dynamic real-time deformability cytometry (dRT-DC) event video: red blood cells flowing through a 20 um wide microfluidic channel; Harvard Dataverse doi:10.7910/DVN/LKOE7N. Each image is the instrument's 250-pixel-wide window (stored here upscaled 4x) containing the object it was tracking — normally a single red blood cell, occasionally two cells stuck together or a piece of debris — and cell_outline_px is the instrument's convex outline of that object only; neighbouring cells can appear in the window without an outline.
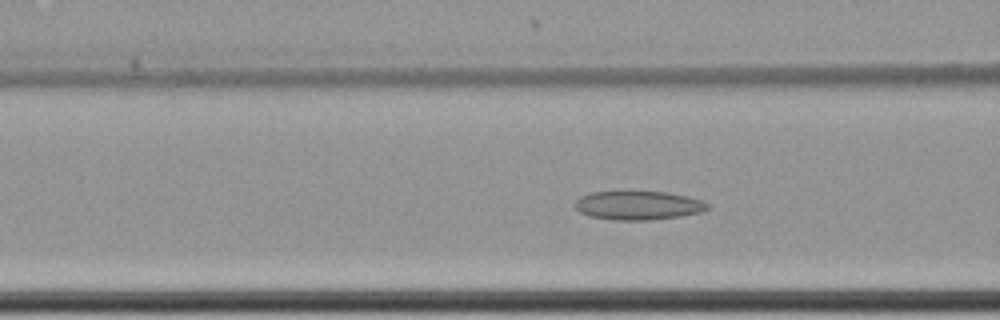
{"species": "common noctule bat (a hibernating species)", "species_latin": "Nyctalus noctula", "temperature_condition": "cold", "stored_images_in_passage": 62, "camera_frame_rate_fps": 3000, "um_per_image_px": 0.085, "animal": {"sex": "female", "body_mass_g": 22.7, "forearm_length_mm": 54.2}, "frame": {"image": 1, "passage_image": 27, "time_ms": 8.667, "image_size_px": [1000, 320], "cell_outline_px": [[708, 208], [700, 212], [680, 216], [648, 220], [616, 220], [588, 216], [580, 212], [572, 204], [580, 196], [592, 192], [668, 192], [700, 200], [708, 204]], "centroid_in_image_um": [54.18, 17.46], "position_along_channel_um": 112.4, "area_um2": 22.02}}
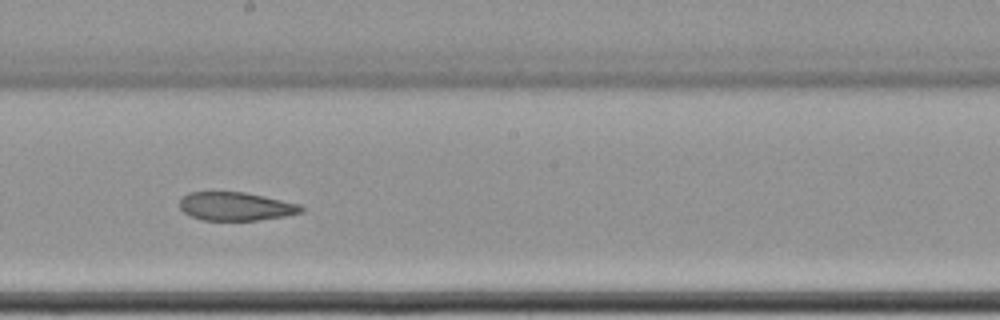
{"frame": {"image": 2, "passage_image": 37, "time_ms": 12.0, "image_size_px": [1000, 320], "cell_outline_px": [[304, 212], [284, 216], [256, 220], [200, 220], [184, 212], [180, 208], [180, 196], [188, 192], [244, 192], [264, 196], [300, 204], [304, 208]], "centroid_in_image_um": [20.03, 17.53], "position_along_channel_um": 228.2, "area_um2": 20.17}}
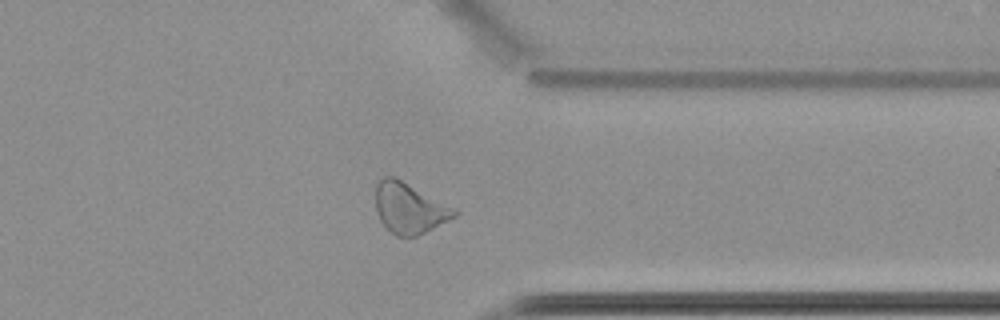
{"frame": {"image": 3, "passage_image": 50, "time_ms": 16.333, "image_size_px": [1000, 320], "cell_outline_px": [[460, 212], [456, 216], [416, 236], [396, 236], [384, 228], [376, 212], [376, 184], [384, 176], [396, 176], [456, 208]], "centroid_in_image_um": [34.78, 17.67], "position_along_channel_um": 376.6, "area_um2": 23.47}, "authors_computed_cell_mechanics": {"area_um2": 24.4494, "velocity_mm_per_s": 3.4762, "shape_relaxation_time_tau1_ms": null, "shape_relaxation_time_tau2_ms": 4.3906, "deformation_change_tau1": null, "deformation_change_tau2": 0.0829}}